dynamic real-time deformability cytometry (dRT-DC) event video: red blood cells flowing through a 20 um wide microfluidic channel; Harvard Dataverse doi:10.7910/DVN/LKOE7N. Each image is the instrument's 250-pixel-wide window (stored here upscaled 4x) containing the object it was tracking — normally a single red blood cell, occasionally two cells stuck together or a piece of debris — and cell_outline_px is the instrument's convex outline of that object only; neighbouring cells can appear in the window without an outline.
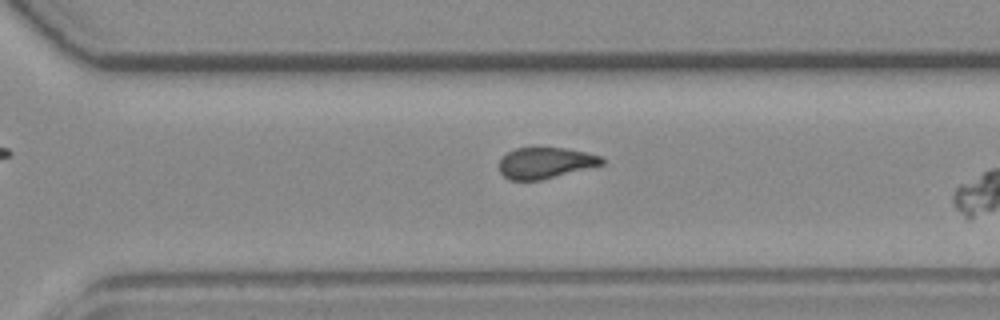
{"species": "common noctule bat (a hibernating species)", "species_latin": "Nyctalus noctula", "temperature_condition": "room temperature", "stored_images_in_passage": 33, "camera_frame_rate_fps": 3000, "um_per_image_px": 0.085, "animal": {"sex": "female", "body_mass_g": 19.3, "forearm_length_mm": 54.1}, "frame": {"image": 1, "passage_image": 28, "time_ms": 9.0, "image_size_px": [1000, 320], "cell_outline_px": [[604, 164], [540, 180], [508, 180], [500, 172], [500, 160], [508, 152], [516, 148], [564, 148], [604, 156]], "centroid_in_image_um": [46.37, 13.85], "position_along_channel_um": 324.2, "area_um2": 18.38}}